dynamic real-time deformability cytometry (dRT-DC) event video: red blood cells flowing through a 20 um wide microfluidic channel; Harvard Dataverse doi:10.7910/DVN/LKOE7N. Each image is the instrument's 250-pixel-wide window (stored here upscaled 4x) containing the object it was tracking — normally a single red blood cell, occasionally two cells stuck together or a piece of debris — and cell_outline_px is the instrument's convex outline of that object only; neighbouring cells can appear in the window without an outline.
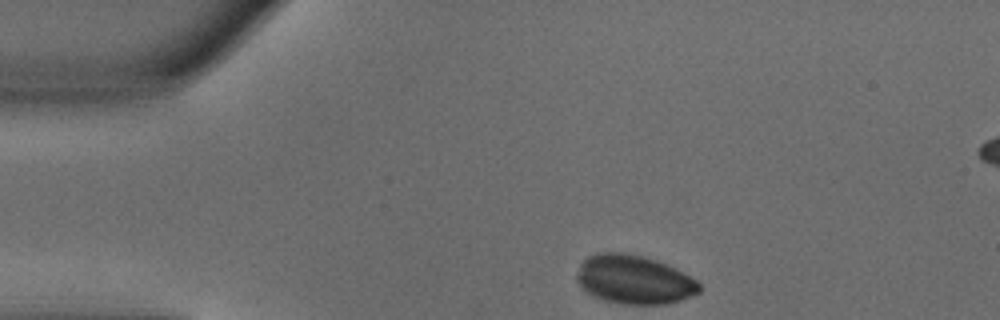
{"species": "common noctule bat (a hibernating species)", "species_latin": "Nyctalus noctula", "temperature_condition": "warm", "stored_images_in_passage": 43, "camera_frame_rate_fps": 3000, "um_per_image_px": 0.085, "animal": {"sex": "male", "body_mass_g": 18.8}, "frame": {"image": 1, "passage_image": 1, "time_ms": 0.0, "image_size_px": [1000, 320], "cell_outline_px": [[700, 292], [692, 296], [680, 300], [664, 304], [620, 304], [604, 300], [592, 296], [576, 280], [576, 276], [580, 264], [588, 256], [596, 252], [620, 252], [640, 256], [656, 260], [676, 268], [696, 280], [700, 284]], "centroid_in_image_um": [53.89, 23.77], "position_along_channel_um": 31.1, "area_um2": 34.8}}
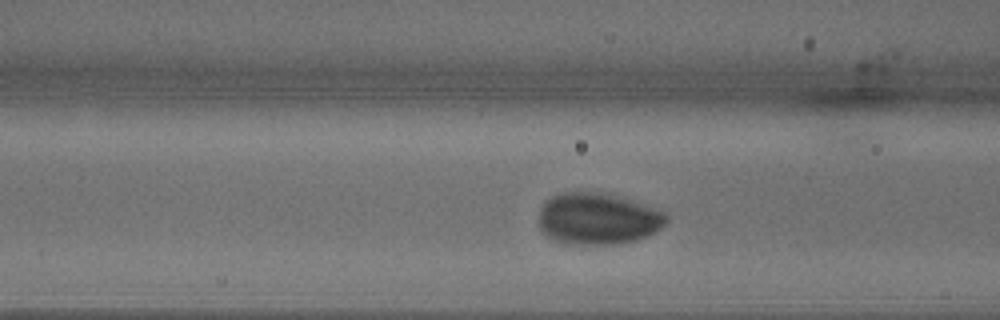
{"frame": {"image": 2, "passage_image": 11, "time_ms": 3.333, "image_size_px": [1000, 320], "cell_outline_px": [[668, 224], [656, 232], [648, 236], [624, 244], [560, 244], [552, 240], [540, 228], [540, 208], [544, 200], [552, 196], [564, 192], [592, 192], [612, 196], [656, 208], [668, 212]], "centroid_in_image_um": [50.84, 18.63], "position_along_channel_um": 115.8, "area_um2": 38.55}}
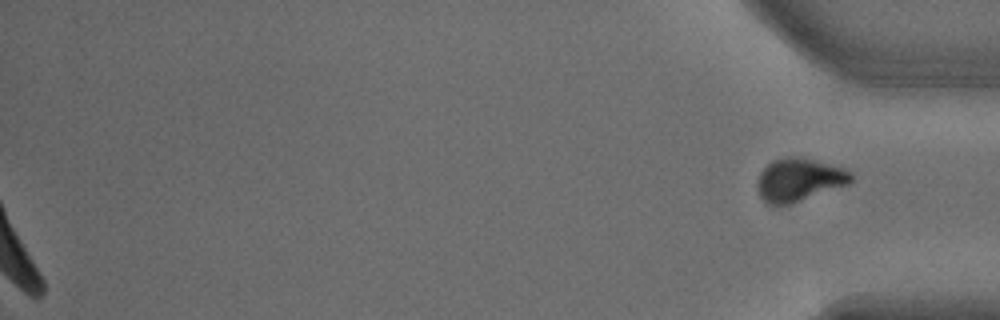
{"frame": {"image": 3, "passage_image": 43, "time_ms": 14.0, "image_size_px": [1000, 320], "cell_outline_px": [[852, 180], [848, 184], [792, 204], [776, 208], [772, 208], [760, 196], [756, 184], [760, 172], [772, 160], [788, 156], [800, 156], [848, 168], [852, 172]], "centroid_in_image_um": [67.91, 15.29], "position_along_channel_um": 367.3, "area_um2": 24.16}}